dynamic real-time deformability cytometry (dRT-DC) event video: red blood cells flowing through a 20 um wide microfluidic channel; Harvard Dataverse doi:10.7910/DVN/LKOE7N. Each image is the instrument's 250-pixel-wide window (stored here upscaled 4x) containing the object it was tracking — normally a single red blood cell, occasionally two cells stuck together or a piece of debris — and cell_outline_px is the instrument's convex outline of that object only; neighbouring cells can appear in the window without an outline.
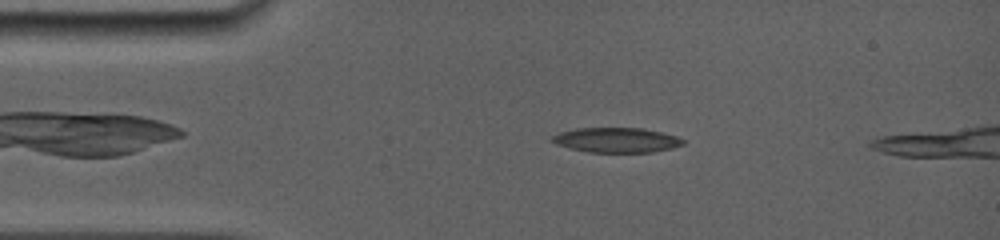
{"species": "common noctule bat (a hibernating species)", "species_latin": "Nyctalus noctula", "temperature_condition": "room temperature", "stored_images_in_passage": 27, "camera_frame_rate_fps": 5000, "um_per_image_px": 0.085, "animal": {"sex": "female", "body_mass_g": 19.0, "forearm_length_mm": 56.7}, "frame": {"image": 1, "passage_image": 5, "time_ms": 2.6, "image_size_px": [1000, 240], "cell_outline_px": [[684, 144], [672, 148], [652, 152], [588, 152], [568, 148], [556, 144], [548, 140], [552, 136], [560, 132], [576, 128], [644, 128], [676, 136], [684, 140]], "centroid_in_image_um": [52.36, 11.9], "position_along_channel_um": 32.6, "area_um2": 19.02}}
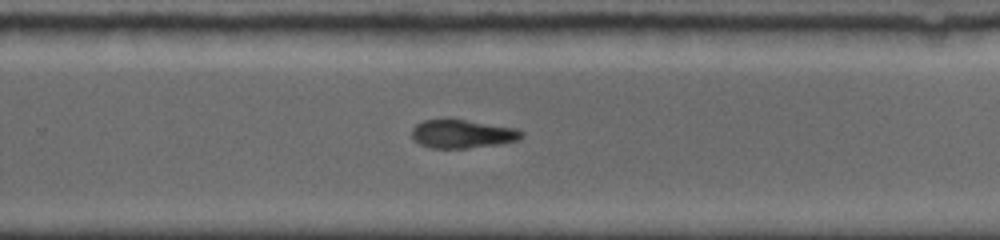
{"frame": {"image": 2, "passage_image": 16, "time_ms": 10.0, "image_size_px": [1000, 240], "cell_outline_px": [[524, 136], [520, 140], [500, 144], [468, 148], [432, 148], [420, 144], [412, 136], [412, 128], [416, 124], [424, 120], [448, 116], [516, 128], [524, 132]], "centroid_in_image_um": [39.32, 11.34], "position_along_channel_um": 290.5, "area_um2": 18.9}}
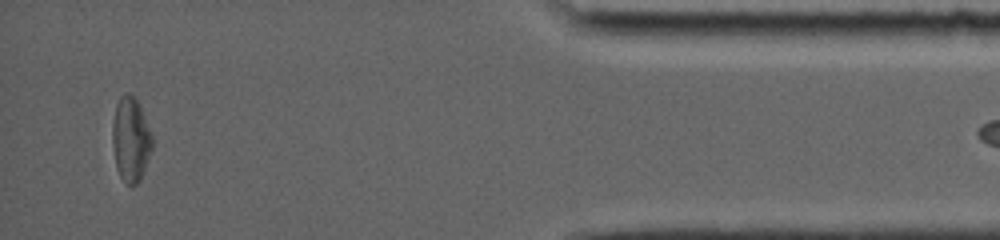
{"frame": {"image": 3, "passage_image": 26, "time_ms": 14.6, "image_size_px": [1000, 240], "cell_outline_px": [[152, 148], [140, 180], [132, 188], [124, 184], [116, 168], [112, 144], [112, 120], [116, 104], [120, 96], [124, 92], [128, 92], [140, 104], [152, 136]], "centroid_in_image_um": [11.09, 11.86], "position_along_channel_um": 424.1, "area_um2": 19.88}}